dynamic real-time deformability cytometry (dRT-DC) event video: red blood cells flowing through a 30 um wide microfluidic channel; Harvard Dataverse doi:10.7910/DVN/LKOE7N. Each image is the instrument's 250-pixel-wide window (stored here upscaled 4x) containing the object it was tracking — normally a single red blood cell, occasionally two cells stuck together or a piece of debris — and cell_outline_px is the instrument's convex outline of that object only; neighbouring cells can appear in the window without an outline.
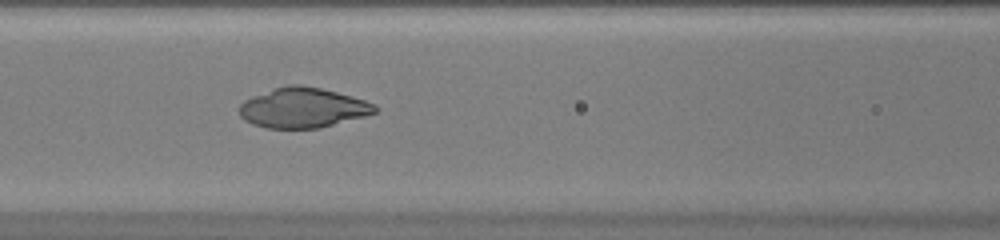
{"species": "common noctule bat (a hibernating species)", "species_latin": "Nyctalus noctula", "temperature_condition": "warm", "stored_images_in_passage": 48, "camera_frame_rate_fps": 3000, "um_per_image_px": 0.085, "animal": {"sex": "female", "body_mass_g": 20.0, "forearm_length_mm": 54.0}, "frame": {"image": 1, "passage_image": 22, "time_ms": 7.0, "image_size_px": [1000, 240], "cell_outline_px": [[380, 108], [376, 112], [364, 116], [320, 128], [268, 128], [252, 124], [244, 120], [240, 116], [240, 104], [244, 100], [252, 96], [288, 84], [300, 84], [320, 88], [352, 96], [376, 104]], "centroid_in_image_um": [25.75, 9.16], "position_along_channel_um": 140.8, "area_um2": 31.56}}
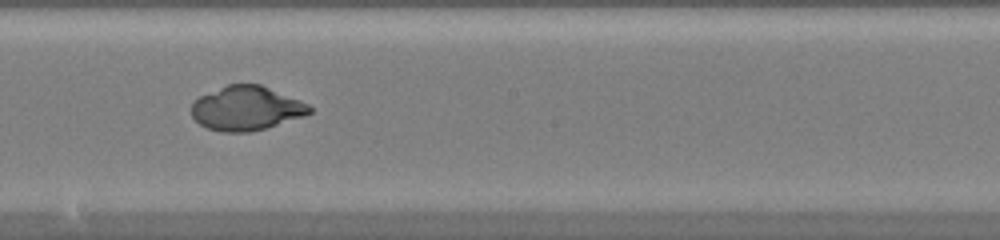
{"frame": {"image": 2, "passage_image": 28, "time_ms": 9.0, "image_size_px": [1000, 240], "cell_outline_px": [[312, 112], [304, 116], [264, 128], [248, 132], [220, 132], [208, 128], [200, 124], [192, 116], [192, 104], [200, 96], [228, 84], [260, 84], [300, 100], [308, 104], [312, 108]], "centroid_in_image_um": [20.94, 9.2], "position_along_channel_um": 227.3, "area_um2": 30.11}}
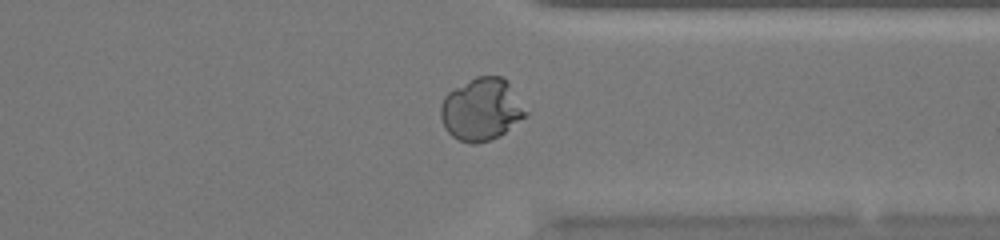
{"frame": {"image": 3, "passage_image": 38, "time_ms": 12.333, "image_size_px": [1000, 240], "cell_outline_px": [[528, 112], [524, 116], [500, 136], [476, 144], [472, 144], [460, 140], [452, 136], [448, 132], [440, 116], [440, 104], [444, 96], [448, 92], [476, 76], [504, 76], [508, 80]], "centroid_in_image_um": [40.92, 9.28], "position_along_channel_um": 370.5, "area_um2": 30.81}}